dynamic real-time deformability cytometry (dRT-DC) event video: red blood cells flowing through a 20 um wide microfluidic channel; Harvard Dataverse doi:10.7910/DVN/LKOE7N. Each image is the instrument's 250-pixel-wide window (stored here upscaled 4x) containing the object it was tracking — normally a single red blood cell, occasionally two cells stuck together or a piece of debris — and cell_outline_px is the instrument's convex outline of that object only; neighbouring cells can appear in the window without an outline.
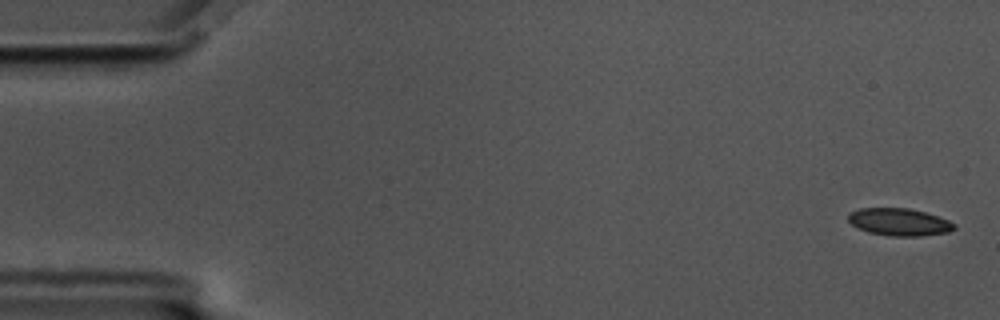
{"species": "common noctule bat (a hibernating species)", "species_latin": "Nyctalus noctula", "temperature_condition": "cold", "stored_images_in_passage": 58, "camera_frame_rate_fps": 3000, "um_per_image_px": 0.085, "animal": {"sex": "male", "body_mass_g": 17.5, "forearm_length_mm": 52.3}, "frame": {"image": 1, "passage_image": 2, "time_ms": 0.333, "image_size_px": [1000, 320], "cell_outline_px": [[956, 228], [948, 232], [920, 236], [888, 236], [868, 232], [856, 228], [848, 220], [848, 212], [860, 208], [908, 208], [924, 212], [948, 220], [956, 224]], "centroid_in_image_um": [76.4, 18.87], "position_along_channel_um": 8.6, "area_um2": 16.99}}
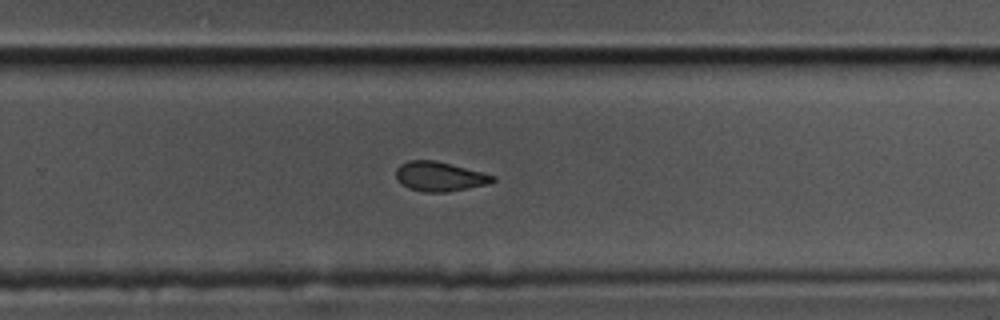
{"frame": {"image": 2, "passage_image": 38, "time_ms": 12.333, "image_size_px": [1000, 320], "cell_outline_px": [[496, 180], [488, 184], [448, 192], [424, 192], [408, 188], [396, 176], [396, 168], [400, 164], [408, 160], [436, 160], [496, 176]], "centroid_in_image_um": [37.38, 14.99], "position_along_channel_um": 292.4, "area_um2": 16.53}}
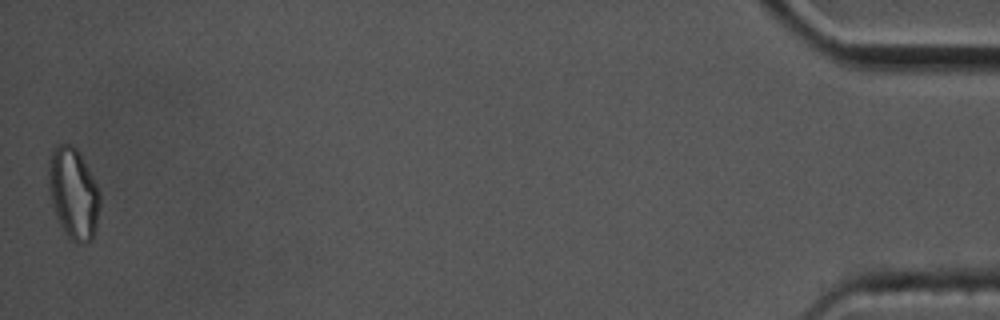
{"frame": {"image": 3, "passage_image": 58, "time_ms": 19.0, "image_size_px": [1000, 320], "cell_outline_px": [[100, 204], [96, 228], [92, 240], [80, 244], [72, 240], [68, 236], [60, 224], [56, 216], [52, 204], [48, 188], [48, 164], [52, 148], [60, 144], [72, 144], [76, 148], [92, 176], [100, 192]], "centroid_in_image_um": [6.23, 16.43], "position_along_channel_um": 429.0, "area_um2": 27.22}, "authors_computed_cell_mechanics": {"area_um2": 17.7735, "velocity_mm_per_s": 3.47, "shape_relaxation_time_tau1_ms": 6.9241, "shape_relaxation_time_tau2_ms": 3.4571, "deformation_change_tau1": 0.1516, "deformation_change_tau2": 0.0852}}